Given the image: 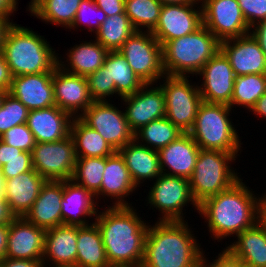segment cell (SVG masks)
Here are the masks:
<instances>
[{
	"label": "cell",
	"instance_id": "1",
	"mask_svg": "<svg viewBox=\"0 0 266 267\" xmlns=\"http://www.w3.org/2000/svg\"><path fill=\"white\" fill-rule=\"evenodd\" d=\"M133 206H110L97 213L98 226L110 265H141L149 228Z\"/></svg>",
	"mask_w": 266,
	"mask_h": 267
},
{
	"label": "cell",
	"instance_id": "2",
	"mask_svg": "<svg viewBox=\"0 0 266 267\" xmlns=\"http://www.w3.org/2000/svg\"><path fill=\"white\" fill-rule=\"evenodd\" d=\"M239 179L229 189L205 199L198 213L215 240L235 237L257 223V197Z\"/></svg>",
	"mask_w": 266,
	"mask_h": 267
},
{
	"label": "cell",
	"instance_id": "3",
	"mask_svg": "<svg viewBox=\"0 0 266 267\" xmlns=\"http://www.w3.org/2000/svg\"><path fill=\"white\" fill-rule=\"evenodd\" d=\"M188 222L157 221L149 225L143 267H200L204 251Z\"/></svg>",
	"mask_w": 266,
	"mask_h": 267
},
{
	"label": "cell",
	"instance_id": "4",
	"mask_svg": "<svg viewBox=\"0 0 266 267\" xmlns=\"http://www.w3.org/2000/svg\"><path fill=\"white\" fill-rule=\"evenodd\" d=\"M1 49L12 77L53 72L58 66L59 54L49 42L32 29L14 22L5 33Z\"/></svg>",
	"mask_w": 266,
	"mask_h": 267
},
{
	"label": "cell",
	"instance_id": "5",
	"mask_svg": "<svg viewBox=\"0 0 266 267\" xmlns=\"http://www.w3.org/2000/svg\"><path fill=\"white\" fill-rule=\"evenodd\" d=\"M220 51V41L202 24L186 36L168 41L163 46V67L166 75L197 74ZM188 73V74H187Z\"/></svg>",
	"mask_w": 266,
	"mask_h": 267
},
{
	"label": "cell",
	"instance_id": "6",
	"mask_svg": "<svg viewBox=\"0 0 266 267\" xmlns=\"http://www.w3.org/2000/svg\"><path fill=\"white\" fill-rule=\"evenodd\" d=\"M231 107L225 104L202 102L195 123L188 132L202 150H219L238 156L241 139L229 118Z\"/></svg>",
	"mask_w": 266,
	"mask_h": 267
},
{
	"label": "cell",
	"instance_id": "7",
	"mask_svg": "<svg viewBox=\"0 0 266 267\" xmlns=\"http://www.w3.org/2000/svg\"><path fill=\"white\" fill-rule=\"evenodd\" d=\"M236 157L233 153L200 149L189 179L191 195L197 205L229 189L240 179L241 175L231 166Z\"/></svg>",
	"mask_w": 266,
	"mask_h": 267
},
{
	"label": "cell",
	"instance_id": "8",
	"mask_svg": "<svg viewBox=\"0 0 266 267\" xmlns=\"http://www.w3.org/2000/svg\"><path fill=\"white\" fill-rule=\"evenodd\" d=\"M118 51L144 84L155 85L166 75L163 47L150 31L134 32Z\"/></svg>",
	"mask_w": 266,
	"mask_h": 267
},
{
	"label": "cell",
	"instance_id": "9",
	"mask_svg": "<svg viewBox=\"0 0 266 267\" xmlns=\"http://www.w3.org/2000/svg\"><path fill=\"white\" fill-rule=\"evenodd\" d=\"M160 87L165 97L166 118L184 133H188L203 102L199 86L190 83L188 76L163 77Z\"/></svg>",
	"mask_w": 266,
	"mask_h": 267
},
{
	"label": "cell",
	"instance_id": "10",
	"mask_svg": "<svg viewBox=\"0 0 266 267\" xmlns=\"http://www.w3.org/2000/svg\"><path fill=\"white\" fill-rule=\"evenodd\" d=\"M148 194L147 204L161 213L159 221H184L183 207L190 202L198 210V205L191 195L189 180L186 178L161 174L150 187Z\"/></svg>",
	"mask_w": 266,
	"mask_h": 267
},
{
	"label": "cell",
	"instance_id": "11",
	"mask_svg": "<svg viewBox=\"0 0 266 267\" xmlns=\"http://www.w3.org/2000/svg\"><path fill=\"white\" fill-rule=\"evenodd\" d=\"M76 158L69 134L59 141L35 143L32 166L46 181H66L72 179Z\"/></svg>",
	"mask_w": 266,
	"mask_h": 267
},
{
	"label": "cell",
	"instance_id": "12",
	"mask_svg": "<svg viewBox=\"0 0 266 267\" xmlns=\"http://www.w3.org/2000/svg\"><path fill=\"white\" fill-rule=\"evenodd\" d=\"M107 101H94L79 118L90 128L96 130L109 145L119 151L134 140L125 112Z\"/></svg>",
	"mask_w": 266,
	"mask_h": 267
},
{
	"label": "cell",
	"instance_id": "13",
	"mask_svg": "<svg viewBox=\"0 0 266 267\" xmlns=\"http://www.w3.org/2000/svg\"><path fill=\"white\" fill-rule=\"evenodd\" d=\"M202 1L203 25L221 42L249 34L238 0Z\"/></svg>",
	"mask_w": 266,
	"mask_h": 267
},
{
	"label": "cell",
	"instance_id": "14",
	"mask_svg": "<svg viewBox=\"0 0 266 267\" xmlns=\"http://www.w3.org/2000/svg\"><path fill=\"white\" fill-rule=\"evenodd\" d=\"M197 75L203 78L199 91L204 102L225 104L231 107L236 75L228 58L221 50L203 66Z\"/></svg>",
	"mask_w": 266,
	"mask_h": 267
},
{
	"label": "cell",
	"instance_id": "15",
	"mask_svg": "<svg viewBox=\"0 0 266 267\" xmlns=\"http://www.w3.org/2000/svg\"><path fill=\"white\" fill-rule=\"evenodd\" d=\"M195 7L196 4L162 5L158 23L151 31L162 47L168 41L194 32L203 24L202 5Z\"/></svg>",
	"mask_w": 266,
	"mask_h": 267
},
{
	"label": "cell",
	"instance_id": "16",
	"mask_svg": "<svg viewBox=\"0 0 266 267\" xmlns=\"http://www.w3.org/2000/svg\"><path fill=\"white\" fill-rule=\"evenodd\" d=\"M52 82L56 106L72 117H79L94 102L85 76L71 74L57 66Z\"/></svg>",
	"mask_w": 266,
	"mask_h": 267
},
{
	"label": "cell",
	"instance_id": "17",
	"mask_svg": "<svg viewBox=\"0 0 266 267\" xmlns=\"http://www.w3.org/2000/svg\"><path fill=\"white\" fill-rule=\"evenodd\" d=\"M152 85L144 84L134 94L121 98L127 106L124 110L126 120L134 133L151 121L166 116L163 91L160 86Z\"/></svg>",
	"mask_w": 266,
	"mask_h": 267
},
{
	"label": "cell",
	"instance_id": "18",
	"mask_svg": "<svg viewBox=\"0 0 266 267\" xmlns=\"http://www.w3.org/2000/svg\"><path fill=\"white\" fill-rule=\"evenodd\" d=\"M46 230L16 217L8 225L5 257L13 259L42 260Z\"/></svg>",
	"mask_w": 266,
	"mask_h": 267
},
{
	"label": "cell",
	"instance_id": "19",
	"mask_svg": "<svg viewBox=\"0 0 266 267\" xmlns=\"http://www.w3.org/2000/svg\"><path fill=\"white\" fill-rule=\"evenodd\" d=\"M220 50L228 58L236 77L266 74V56L250 33L221 41Z\"/></svg>",
	"mask_w": 266,
	"mask_h": 267
},
{
	"label": "cell",
	"instance_id": "20",
	"mask_svg": "<svg viewBox=\"0 0 266 267\" xmlns=\"http://www.w3.org/2000/svg\"><path fill=\"white\" fill-rule=\"evenodd\" d=\"M52 77L53 72L14 76L8 93L22 102L29 111L54 106Z\"/></svg>",
	"mask_w": 266,
	"mask_h": 267
},
{
	"label": "cell",
	"instance_id": "21",
	"mask_svg": "<svg viewBox=\"0 0 266 267\" xmlns=\"http://www.w3.org/2000/svg\"><path fill=\"white\" fill-rule=\"evenodd\" d=\"M199 151L200 148L191 135L183 133L166 147L158 150L162 174L189 180L193 174Z\"/></svg>",
	"mask_w": 266,
	"mask_h": 267
},
{
	"label": "cell",
	"instance_id": "22",
	"mask_svg": "<svg viewBox=\"0 0 266 267\" xmlns=\"http://www.w3.org/2000/svg\"><path fill=\"white\" fill-rule=\"evenodd\" d=\"M137 186L134 184L132 177L125 164L124 158L116 151L113 155L105 157V169L100 190L94 195L96 202L99 197H111L115 199L112 206H131L125 200L135 190ZM102 195V196H101Z\"/></svg>",
	"mask_w": 266,
	"mask_h": 267
},
{
	"label": "cell",
	"instance_id": "23",
	"mask_svg": "<svg viewBox=\"0 0 266 267\" xmlns=\"http://www.w3.org/2000/svg\"><path fill=\"white\" fill-rule=\"evenodd\" d=\"M94 197L89 190L73 180L63 181V198L61 201L63 225L88 226L92 224L88 219L86 220V217L90 219L92 216H97L99 205Z\"/></svg>",
	"mask_w": 266,
	"mask_h": 267
},
{
	"label": "cell",
	"instance_id": "24",
	"mask_svg": "<svg viewBox=\"0 0 266 267\" xmlns=\"http://www.w3.org/2000/svg\"><path fill=\"white\" fill-rule=\"evenodd\" d=\"M72 119L68 112L54 105L29 111L27 126L33 133L36 143L55 142L70 134Z\"/></svg>",
	"mask_w": 266,
	"mask_h": 267
},
{
	"label": "cell",
	"instance_id": "25",
	"mask_svg": "<svg viewBox=\"0 0 266 267\" xmlns=\"http://www.w3.org/2000/svg\"><path fill=\"white\" fill-rule=\"evenodd\" d=\"M63 181H46L24 218L44 230L63 225L61 201Z\"/></svg>",
	"mask_w": 266,
	"mask_h": 267
},
{
	"label": "cell",
	"instance_id": "26",
	"mask_svg": "<svg viewBox=\"0 0 266 267\" xmlns=\"http://www.w3.org/2000/svg\"><path fill=\"white\" fill-rule=\"evenodd\" d=\"M46 180L34 168L5 179L4 198L16 217H24L31 209Z\"/></svg>",
	"mask_w": 266,
	"mask_h": 267
},
{
	"label": "cell",
	"instance_id": "27",
	"mask_svg": "<svg viewBox=\"0 0 266 267\" xmlns=\"http://www.w3.org/2000/svg\"><path fill=\"white\" fill-rule=\"evenodd\" d=\"M76 244L77 226L60 225L46 230L43 264L45 266L54 264V266L76 267Z\"/></svg>",
	"mask_w": 266,
	"mask_h": 267
},
{
	"label": "cell",
	"instance_id": "28",
	"mask_svg": "<svg viewBox=\"0 0 266 267\" xmlns=\"http://www.w3.org/2000/svg\"><path fill=\"white\" fill-rule=\"evenodd\" d=\"M118 152L124 158L132 180L137 187H140V184L146 179L154 180L162 174L157 150L141 145L134 139Z\"/></svg>",
	"mask_w": 266,
	"mask_h": 267
},
{
	"label": "cell",
	"instance_id": "29",
	"mask_svg": "<svg viewBox=\"0 0 266 267\" xmlns=\"http://www.w3.org/2000/svg\"><path fill=\"white\" fill-rule=\"evenodd\" d=\"M83 42L74 45L70 50L68 49V53H66V62L68 64L65 61H61V57H58L60 58L58 66L71 74L87 77L104 64L109 51L96 40Z\"/></svg>",
	"mask_w": 266,
	"mask_h": 267
},
{
	"label": "cell",
	"instance_id": "30",
	"mask_svg": "<svg viewBox=\"0 0 266 267\" xmlns=\"http://www.w3.org/2000/svg\"><path fill=\"white\" fill-rule=\"evenodd\" d=\"M226 248L248 267H266V230L258 223L244 230Z\"/></svg>",
	"mask_w": 266,
	"mask_h": 267
},
{
	"label": "cell",
	"instance_id": "31",
	"mask_svg": "<svg viewBox=\"0 0 266 267\" xmlns=\"http://www.w3.org/2000/svg\"><path fill=\"white\" fill-rule=\"evenodd\" d=\"M76 267H107L102 236L98 226L92 221L88 226H77Z\"/></svg>",
	"mask_w": 266,
	"mask_h": 267
},
{
	"label": "cell",
	"instance_id": "32",
	"mask_svg": "<svg viewBox=\"0 0 266 267\" xmlns=\"http://www.w3.org/2000/svg\"><path fill=\"white\" fill-rule=\"evenodd\" d=\"M70 136L74 142L76 157H109L116 152L100 133L79 117H73L71 121Z\"/></svg>",
	"mask_w": 266,
	"mask_h": 267
},
{
	"label": "cell",
	"instance_id": "33",
	"mask_svg": "<svg viewBox=\"0 0 266 267\" xmlns=\"http://www.w3.org/2000/svg\"><path fill=\"white\" fill-rule=\"evenodd\" d=\"M82 0H33L28 11L50 24L70 28Z\"/></svg>",
	"mask_w": 266,
	"mask_h": 267
},
{
	"label": "cell",
	"instance_id": "34",
	"mask_svg": "<svg viewBox=\"0 0 266 267\" xmlns=\"http://www.w3.org/2000/svg\"><path fill=\"white\" fill-rule=\"evenodd\" d=\"M103 65L109 71L116 95L120 98L134 94L144 85L119 51H109Z\"/></svg>",
	"mask_w": 266,
	"mask_h": 267
},
{
	"label": "cell",
	"instance_id": "35",
	"mask_svg": "<svg viewBox=\"0 0 266 267\" xmlns=\"http://www.w3.org/2000/svg\"><path fill=\"white\" fill-rule=\"evenodd\" d=\"M183 133L171 121L163 117L142 126L134 133V139L139 144L158 151L176 140Z\"/></svg>",
	"mask_w": 266,
	"mask_h": 267
},
{
	"label": "cell",
	"instance_id": "36",
	"mask_svg": "<svg viewBox=\"0 0 266 267\" xmlns=\"http://www.w3.org/2000/svg\"><path fill=\"white\" fill-rule=\"evenodd\" d=\"M136 30L126 14L106 17L95 33V40L108 51H118Z\"/></svg>",
	"mask_w": 266,
	"mask_h": 267
},
{
	"label": "cell",
	"instance_id": "37",
	"mask_svg": "<svg viewBox=\"0 0 266 267\" xmlns=\"http://www.w3.org/2000/svg\"><path fill=\"white\" fill-rule=\"evenodd\" d=\"M266 93V74H249L235 78L231 108L243 106L250 111Z\"/></svg>",
	"mask_w": 266,
	"mask_h": 267
},
{
	"label": "cell",
	"instance_id": "38",
	"mask_svg": "<svg viewBox=\"0 0 266 267\" xmlns=\"http://www.w3.org/2000/svg\"><path fill=\"white\" fill-rule=\"evenodd\" d=\"M162 3L159 0H125V13L136 31H152L159 20Z\"/></svg>",
	"mask_w": 266,
	"mask_h": 267
},
{
	"label": "cell",
	"instance_id": "39",
	"mask_svg": "<svg viewBox=\"0 0 266 267\" xmlns=\"http://www.w3.org/2000/svg\"><path fill=\"white\" fill-rule=\"evenodd\" d=\"M105 157H77L72 179L95 195L101 188Z\"/></svg>",
	"mask_w": 266,
	"mask_h": 267
},
{
	"label": "cell",
	"instance_id": "40",
	"mask_svg": "<svg viewBox=\"0 0 266 267\" xmlns=\"http://www.w3.org/2000/svg\"><path fill=\"white\" fill-rule=\"evenodd\" d=\"M28 113L22 102L7 93L0 108V136L14 126L27 123Z\"/></svg>",
	"mask_w": 266,
	"mask_h": 267
},
{
	"label": "cell",
	"instance_id": "41",
	"mask_svg": "<svg viewBox=\"0 0 266 267\" xmlns=\"http://www.w3.org/2000/svg\"><path fill=\"white\" fill-rule=\"evenodd\" d=\"M106 17V14L96 6L94 0H82L76 12L73 24L69 29H77V27L84 24L88 27V31L96 33Z\"/></svg>",
	"mask_w": 266,
	"mask_h": 267
},
{
	"label": "cell",
	"instance_id": "42",
	"mask_svg": "<svg viewBox=\"0 0 266 267\" xmlns=\"http://www.w3.org/2000/svg\"><path fill=\"white\" fill-rule=\"evenodd\" d=\"M108 72L102 65L97 71L87 76L89 92L94 101H107L106 98L116 95L115 83L110 79Z\"/></svg>",
	"mask_w": 266,
	"mask_h": 267
},
{
	"label": "cell",
	"instance_id": "43",
	"mask_svg": "<svg viewBox=\"0 0 266 267\" xmlns=\"http://www.w3.org/2000/svg\"><path fill=\"white\" fill-rule=\"evenodd\" d=\"M0 140L10 146H14L24 152L32 153L35 146L33 133L27 123L14 126L0 136Z\"/></svg>",
	"mask_w": 266,
	"mask_h": 267
},
{
	"label": "cell",
	"instance_id": "44",
	"mask_svg": "<svg viewBox=\"0 0 266 267\" xmlns=\"http://www.w3.org/2000/svg\"><path fill=\"white\" fill-rule=\"evenodd\" d=\"M32 169V153L24 151L20 154V157H12L0 167L4 179L13 178Z\"/></svg>",
	"mask_w": 266,
	"mask_h": 267
},
{
	"label": "cell",
	"instance_id": "45",
	"mask_svg": "<svg viewBox=\"0 0 266 267\" xmlns=\"http://www.w3.org/2000/svg\"><path fill=\"white\" fill-rule=\"evenodd\" d=\"M238 3L250 28L266 19V0H238Z\"/></svg>",
	"mask_w": 266,
	"mask_h": 267
},
{
	"label": "cell",
	"instance_id": "46",
	"mask_svg": "<svg viewBox=\"0 0 266 267\" xmlns=\"http://www.w3.org/2000/svg\"><path fill=\"white\" fill-rule=\"evenodd\" d=\"M221 252L211 263L207 262L208 260L203 254L200 267H246L240 258L233 255L227 248H223Z\"/></svg>",
	"mask_w": 266,
	"mask_h": 267
},
{
	"label": "cell",
	"instance_id": "47",
	"mask_svg": "<svg viewBox=\"0 0 266 267\" xmlns=\"http://www.w3.org/2000/svg\"><path fill=\"white\" fill-rule=\"evenodd\" d=\"M107 17L125 13V0H94Z\"/></svg>",
	"mask_w": 266,
	"mask_h": 267
},
{
	"label": "cell",
	"instance_id": "48",
	"mask_svg": "<svg viewBox=\"0 0 266 267\" xmlns=\"http://www.w3.org/2000/svg\"><path fill=\"white\" fill-rule=\"evenodd\" d=\"M249 33L258 42L259 47L261 48L262 52L266 56V19L252 26L250 28Z\"/></svg>",
	"mask_w": 266,
	"mask_h": 267
},
{
	"label": "cell",
	"instance_id": "49",
	"mask_svg": "<svg viewBox=\"0 0 266 267\" xmlns=\"http://www.w3.org/2000/svg\"><path fill=\"white\" fill-rule=\"evenodd\" d=\"M12 75L6 63L2 49H0V90L9 91Z\"/></svg>",
	"mask_w": 266,
	"mask_h": 267
},
{
	"label": "cell",
	"instance_id": "50",
	"mask_svg": "<svg viewBox=\"0 0 266 267\" xmlns=\"http://www.w3.org/2000/svg\"><path fill=\"white\" fill-rule=\"evenodd\" d=\"M42 260L3 258L0 267H42Z\"/></svg>",
	"mask_w": 266,
	"mask_h": 267
},
{
	"label": "cell",
	"instance_id": "51",
	"mask_svg": "<svg viewBox=\"0 0 266 267\" xmlns=\"http://www.w3.org/2000/svg\"><path fill=\"white\" fill-rule=\"evenodd\" d=\"M23 151L0 140V167L12 157H20Z\"/></svg>",
	"mask_w": 266,
	"mask_h": 267
},
{
	"label": "cell",
	"instance_id": "52",
	"mask_svg": "<svg viewBox=\"0 0 266 267\" xmlns=\"http://www.w3.org/2000/svg\"><path fill=\"white\" fill-rule=\"evenodd\" d=\"M15 218L6 199L0 198V225H9Z\"/></svg>",
	"mask_w": 266,
	"mask_h": 267
},
{
	"label": "cell",
	"instance_id": "53",
	"mask_svg": "<svg viewBox=\"0 0 266 267\" xmlns=\"http://www.w3.org/2000/svg\"><path fill=\"white\" fill-rule=\"evenodd\" d=\"M266 193V192H265ZM257 198V223L266 230V194Z\"/></svg>",
	"mask_w": 266,
	"mask_h": 267
},
{
	"label": "cell",
	"instance_id": "54",
	"mask_svg": "<svg viewBox=\"0 0 266 267\" xmlns=\"http://www.w3.org/2000/svg\"><path fill=\"white\" fill-rule=\"evenodd\" d=\"M19 0H0V15L7 17L9 20L14 11L16 12Z\"/></svg>",
	"mask_w": 266,
	"mask_h": 267
},
{
	"label": "cell",
	"instance_id": "55",
	"mask_svg": "<svg viewBox=\"0 0 266 267\" xmlns=\"http://www.w3.org/2000/svg\"><path fill=\"white\" fill-rule=\"evenodd\" d=\"M249 112H253L257 117L260 116L263 117V119L266 118V93L257 100Z\"/></svg>",
	"mask_w": 266,
	"mask_h": 267
},
{
	"label": "cell",
	"instance_id": "56",
	"mask_svg": "<svg viewBox=\"0 0 266 267\" xmlns=\"http://www.w3.org/2000/svg\"><path fill=\"white\" fill-rule=\"evenodd\" d=\"M8 225H0V261L5 258L7 249Z\"/></svg>",
	"mask_w": 266,
	"mask_h": 267
},
{
	"label": "cell",
	"instance_id": "57",
	"mask_svg": "<svg viewBox=\"0 0 266 267\" xmlns=\"http://www.w3.org/2000/svg\"><path fill=\"white\" fill-rule=\"evenodd\" d=\"M12 23L7 17L0 15V49L2 48L5 33Z\"/></svg>",
	"mask_w": 266,
	"mask_h": 267
},
{
	"label": "cell",
	"instance_id": "58",
	"mask_svg": "<svg viewBox=\"0 0 266 267\" xmlns=\"http://www.w3.org/2000/svg\"><path fill=\"white\" fill-rule=\"evenodd\" d=\"M162 4H199L201 3L200 0H159Z\"/></svg>",
	"mask_w": 266,
	"mask_h": 267
},
{
	"label": "cell",
	"instance_id": "59",
	"mask_svg": "<svg viewBox=\"0 0 266 267\" xmlns=\"http://www.w3.org/2000/svg\"><path fill=\"white\" fill-rule=\"evenodd\" d=\"M5 179L0 170V198H4Z\"/></svg>",
	"mask_w": 266,
	"mask_h": 267
},
{
	"label": "cell",
	"instance_id": "60",
	"mask_svg": "<svg viewBox=\"0 0 266 267\" xmlns=\"http://www.w3.org/2000/svg\"><path fill=\"white\" fill-rule=\"evenodd\" d=\"M8 93V91H6V90H0V108H1V106H2V102H3V100H4V98H5V95Z\"/></svg>",
	"mask_w": 266,
	"mask_h": 267
},
{
	"label": "cell",
	"instance_id": "61",
	"mask_svg": "<svg viewBox=\"0 0 266 267\" xmlns=\"http://www.w3.org/2000/svg\"><path fill=\"white\" fill-rule=\"evenodd\" d=\"M120 267H143V266L142 265H137V266L120 265Z\"/></svg>",
	"mask_w": 266,
	"mask_h": 267
},
{
	"label": "cell",
	"instance_id": "62",
	"mask_svg": "<svg viewBox=\"0 0 266 267\" xmlns=\"http://www.w3.org/2000/svg\"><path fill=\"white\" fill-rule=\"evenodd\" d=\"M42 267H47V266H45L44 264H43V266ZM52 267H73V266H52Z\"/></svg>",
	"mask_w": 266,
	"mask_h": 267
},
{
	"label": "cell",
	"instance_id": "63",
	"mask_svg": "<svg viewBox=\"0 0 266 267\" xmlns=\"http://www.w3.org/2000/svg\"><path fill=\"white\" fill-rule=\"evenodd\" d=\"M107 267H120V265H109Z\"/></svg>",
	"mask_w": 266,
	"mask_h": 267
}]
</instances>
